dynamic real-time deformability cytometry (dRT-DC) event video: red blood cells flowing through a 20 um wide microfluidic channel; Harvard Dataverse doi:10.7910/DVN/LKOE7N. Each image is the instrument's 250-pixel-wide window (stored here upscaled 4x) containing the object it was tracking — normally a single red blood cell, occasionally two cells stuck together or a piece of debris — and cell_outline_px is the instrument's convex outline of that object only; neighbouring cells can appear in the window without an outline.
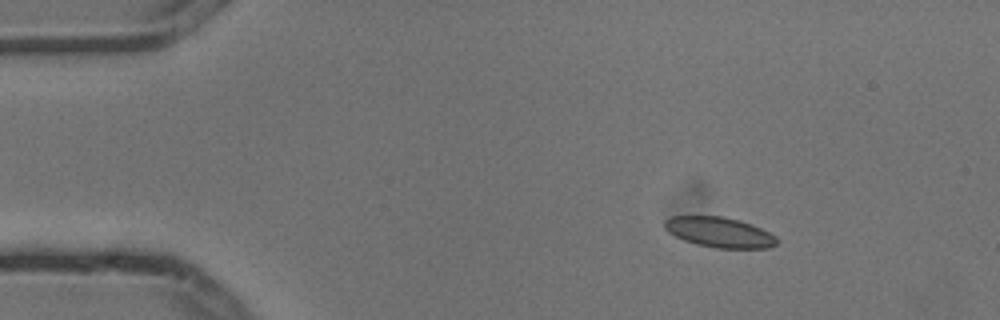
{"species": "common noctule bat (a hibernating species)", "species_latin": "Nyctalus noctula", "temperature_condition": "cold", "stored_images_in_passage": 5, "camera_frame_rate_fps": 3000, "um_per_image_px": 0.085, "animal": {"sex": "male", "body_mass_g": 13.3}, "frame": {"image": 1, "passage_image": 2, "time_ms": 0.333, "image_size_px": [1000, 320], "cell_outline_px": [[776, 244], [768, 248], [716, 248], [696, 244], [684, 240], [668, 232], [664, 228], [664, 220], [668, 216], [724, 216], [740, 220], [752, 224], [776, 236]], "centroid_in_image_um": [61.11, 19.73], "position_along_channel_um": 23.9, "area_um2": 19.83}}
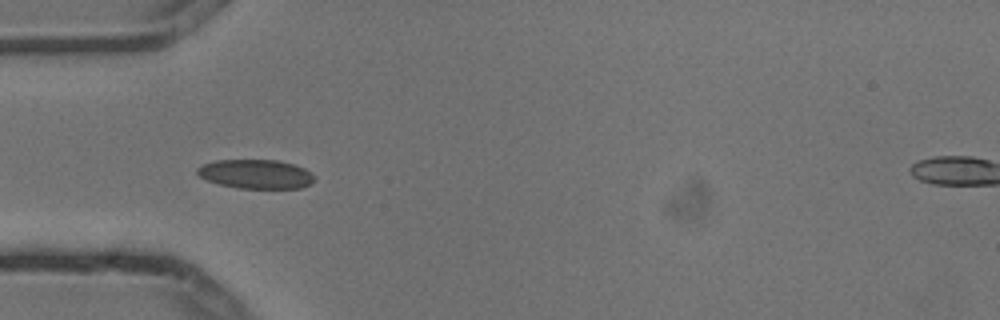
{"frame": {"image": 2, "passage_image": 4, "time_ms": 1.0, "image_size_px": [1000, 320], "cell_outline_px": [[312, 180], [308, 184], [300, 188], [236, 188], [220, 184], [208, 180], [200, 176], [196, 172], [196, 168], [204, 164], [216, 160], [276, 160], [292, 164], [304, 168], [312, 176]], "centroid_in_image_um": [21.69, 14.79], "position_along_channel_um": 63.3, "area_um2": 19.48}}
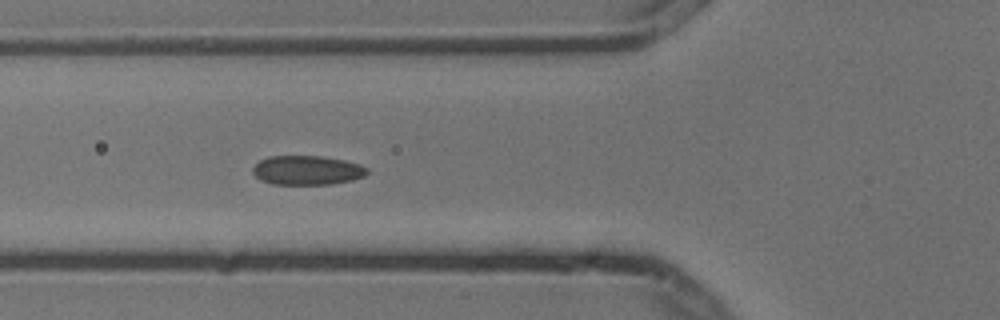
{"frame": {"image": 3, "passage_image": 5, "time_ms": 1.333, "image_size_px": [1000, 320], "cell_outline_px": [[368, 172], [364, 176], [352, 180], [332, 184], [272, 184], [260, 180], [252, 172], [252, 168], [260, 160], [268, 156], [320, 156], [344, 160], [360, 164], [368, 168]], "centroid_in_image_um": [26.1, 14.47], "position_along_channel_um": 99.7, "area_um2": 19.54}}